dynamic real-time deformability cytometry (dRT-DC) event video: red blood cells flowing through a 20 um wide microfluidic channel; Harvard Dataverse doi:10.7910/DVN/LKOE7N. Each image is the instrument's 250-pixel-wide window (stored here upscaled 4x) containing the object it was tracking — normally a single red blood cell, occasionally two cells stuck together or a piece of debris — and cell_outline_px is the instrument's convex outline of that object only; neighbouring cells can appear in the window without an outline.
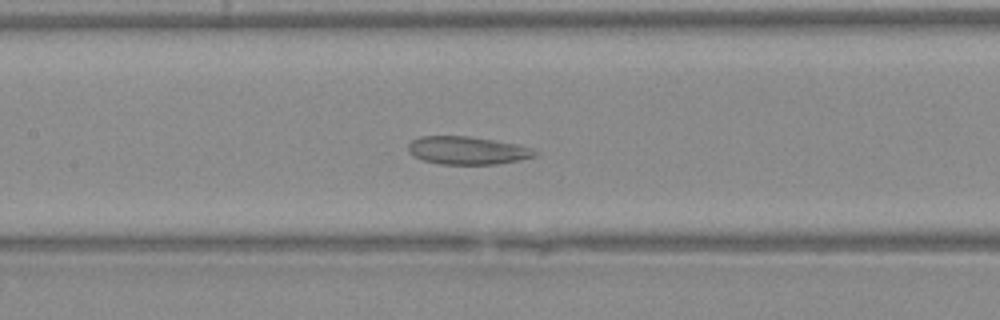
{"species": "Egyptian fruit bat (a non-hibernating species)", "species_latin": "Rousettus aegyptiacus", "temperature_condition": "warm", "stored_images_in_passage": 48, "camera_frame_rate_fps": 3000, "um_per_image_px": 0.085, "animal": {"sex": "female"}, "frame": {"image": 1, "passage_image": 22, "time_ms": 7.0, "image_size_px": [1000, 320], "cell_outline_px": [[540, 152], [536, 156], [520, 160], [496, 164], [440, 164], [424, 160], [408, 152], [408, 144], [412, 140], [420, 136], [468, 136], [496, 140], [516, 144], [532, 148]], "centroid_in_image_um": [39.76, 12.78], "position_along_channel_um": 167.6, "area_um2": 20.69}}
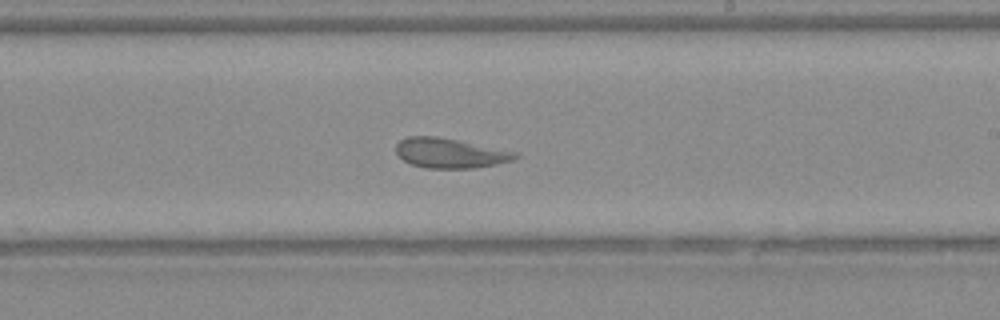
{"frame": {"image": 2, "passage_image": 28, "time_ms": 9.0, "image_size_px": [1000, 320], "cell_outline_px": [[520, 156], [512, 160], [496, 164], [476, 168], [424, 168], [412, 164], [404, 160], [396, 152], [396, 144], [400, 140], [408, 136], [436, 136], [520, 152]], "centroid_in_image_um": [38.28, 13.01], "position_along_channel_um": 250.7, "area_um2": 20.75}}
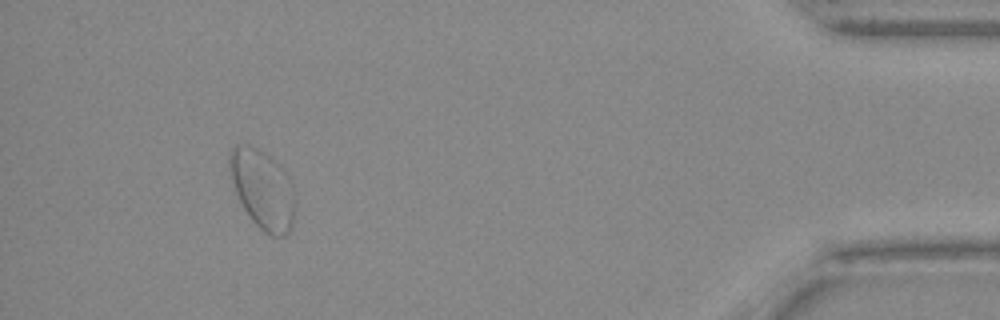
{"frame": {"image": 3, "passage_image": 44, "time_ms": 14.333, "image_size_px": [1000, 320], "cell_outline_px": [[296, 208], [292, 228], [284, 236], [272, 236], [264, 232], [252, 220], [244, 208], [236, 192], [232, 180], [228, 160], [228, 152], [236, 144], [248, 144], [268, 156], [296, 200]], "centroid_in_image_um": [22.26, 16.16], "position_along_channel_um": 412.9, "area_um2": 28.78}}